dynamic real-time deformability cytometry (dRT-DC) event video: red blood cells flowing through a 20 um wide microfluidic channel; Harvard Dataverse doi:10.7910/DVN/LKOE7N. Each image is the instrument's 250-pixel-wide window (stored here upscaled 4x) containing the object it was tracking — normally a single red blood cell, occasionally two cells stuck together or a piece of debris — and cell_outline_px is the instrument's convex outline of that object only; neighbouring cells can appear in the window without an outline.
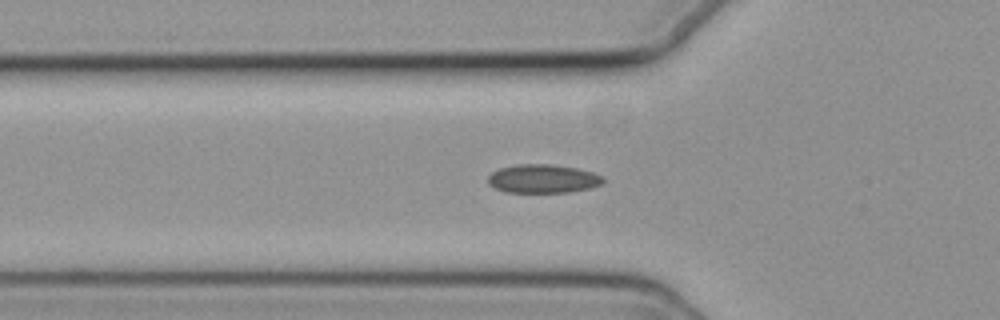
{"species": "common noctule bat (a hibernating species)", "species_latin": "Nyctalus noctula", "temperature_condition": "cold", "stored_images_in_passage": 48, "camera_frame_rate_fps": 3000, "um_per_image_px": 0.085, "animal": {"sex": "female", "body_mass_g": 19.3, "forearm_length_mm": 54.1}, "frame": {"image": 1, "passage_image": 18, "time_ms": 5.667, "image_size_px": [1000, 320], "cell_outline_px": [[604, 180], [600, 184], [592, 188], [568, 192], [504, 192], [488, 184], [488, 176], [492, 172], [500, 168], [516, 164], [548, 164], [576, 168], [592, 172], [604, 176]], "centroid_in_image_um": [46.14, 15.19], "position_along_channel_um": 79.7, "area_um2": 19.19}}
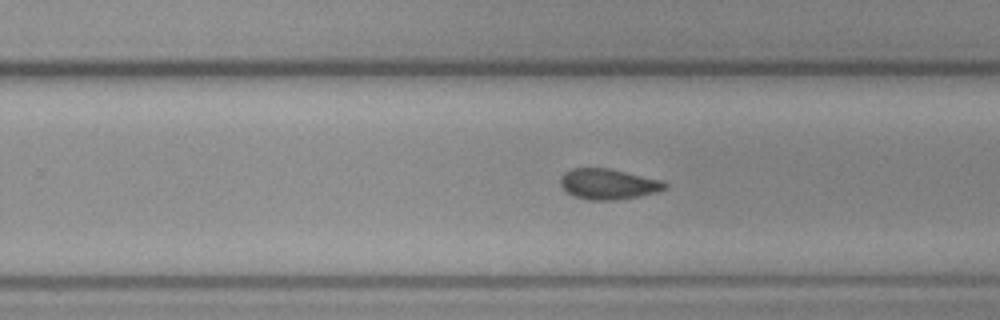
{"frame": {"image": 2, "passage_image": 34, "time_ms": 11.0, "image_size_px": [1000, 320], "cell_outline_px": [[668, 188], [656, 192], [636, 196], [612, 200], [588, 200], [572, 196], [560, 184], [560, 176], [564, 172], [572, 168], [608, 168], [664, 180], [668, 184]], "centroid_in_image_um": [51.7, 15.63], "position_along_channel_um": 278.1, "area_um2": 18.67}}
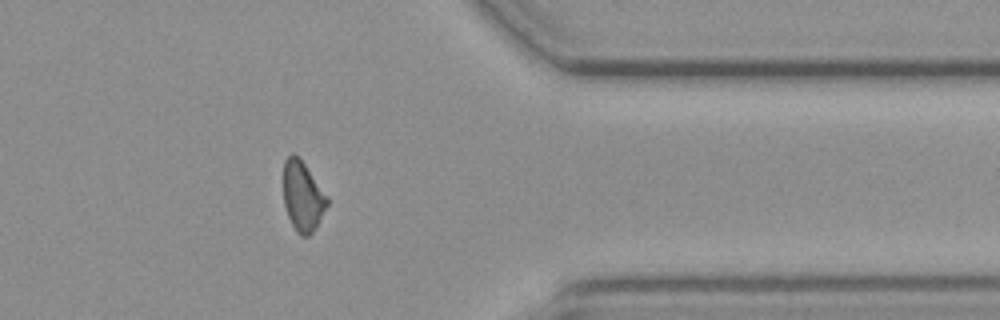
{"frame": {"image": 3, "passage_image": 44, "time_ms": 14.333, "image_size_px": [1000, 320], "cell_outline_px": [[328, 204], [316, 228], [308, 236], [300, 236], [296, 232], [288, 216], [284, 204], [284, 160], [292, 152], [300, 156], [328, 196]], "centroid_in_image_um": [25.74, 16.66], "position_along_channel_um": 385.7, "area_um2": 18.03}, "authors_computed_cell_mechanics": {"area_um2": 18.7561, "velocity_mm_per_s": 3.7134, "shape_relaxation_time_tau1_ms": null, "shape_relaxation_time_tau2_ms": 9.2365, "deformation_change_tau1": null, "deformation_change_tau2": 0.1113}}